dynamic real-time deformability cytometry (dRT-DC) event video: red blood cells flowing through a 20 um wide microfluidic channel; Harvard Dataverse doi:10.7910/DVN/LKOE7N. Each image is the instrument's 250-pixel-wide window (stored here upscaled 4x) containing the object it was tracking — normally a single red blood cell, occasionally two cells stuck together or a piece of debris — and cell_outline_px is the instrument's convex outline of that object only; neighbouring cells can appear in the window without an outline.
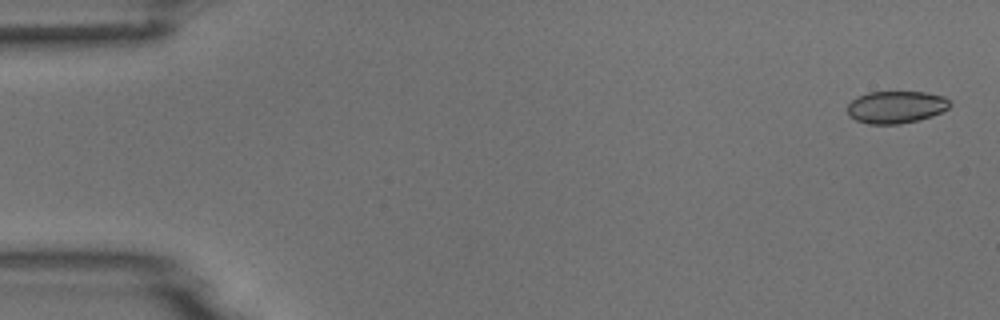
{"species": "common noctule bat (a hibernating species)", "species_latin": "Nyctalus noctula", "temperature_condition": "room temperature", "stored_images_in_passage": 5, "camera_frame_rate_fps": 3000, "um_per_image_px": 0.085, "animal": {"sex": "male", "body_mass_g": 18.8}, "frame": {"image": 1, "passage_image": 1, "time_ms": 0.0, "image_size_px": [1000, 320], "cell_outline_px": [[948, 108], [932, 116], [920, 120], [900, 124], [868, 124], [856, 120], [848, 116], [848, 104], [856, 96], [868, 92], [924, 92], [944, 96], [948, 100]], "centroid_in_image_um": [76.12, 9.1], "position_along_channel_um": 8.9, "area_um2": 19.31}}